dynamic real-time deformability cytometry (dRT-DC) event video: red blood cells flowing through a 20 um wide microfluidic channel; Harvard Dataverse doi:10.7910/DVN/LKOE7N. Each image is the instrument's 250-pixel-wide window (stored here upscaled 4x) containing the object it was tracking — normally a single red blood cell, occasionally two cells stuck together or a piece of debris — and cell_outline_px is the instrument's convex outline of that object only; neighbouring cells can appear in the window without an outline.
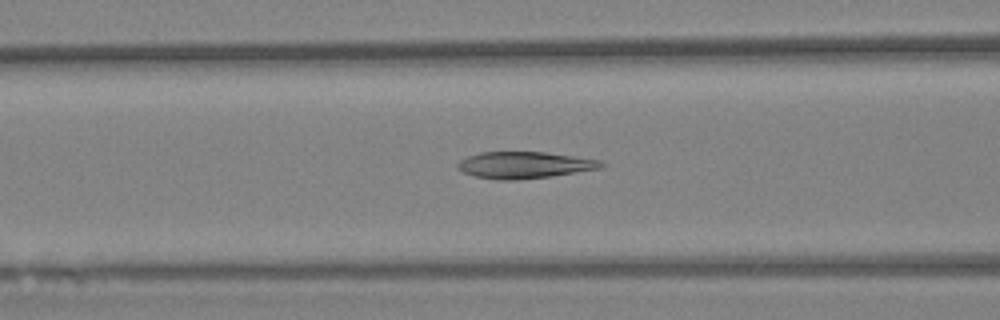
{"species": "Egyptian fruit bat (a non-hibernating species)", "species_latin": "Rousettus aegyptiacus", "temperature_condition": "warm", "stored_images_in_passage": 54, "camera_frame_rate_fps": 3000, "um_per_image_px": 0.085, "animal": {"sex": "female"}, "frame": {"image": 1, "passage_image": 18, "time_ms": 5.667, "image_size_px": [1000, 320], "cell_outline_px": [[608, 164], [600, 168], [552, 176], [516, 180], [496, 180], [472, 176], [456, 168], [456, 164], [460, 160], [468, 156], [480, 152], [544, 152], [600, 160]], "centroid_in_image_um": [44.54, 14.03], "position_along_channel_um": 122.1, "area_um2": 22.37}}
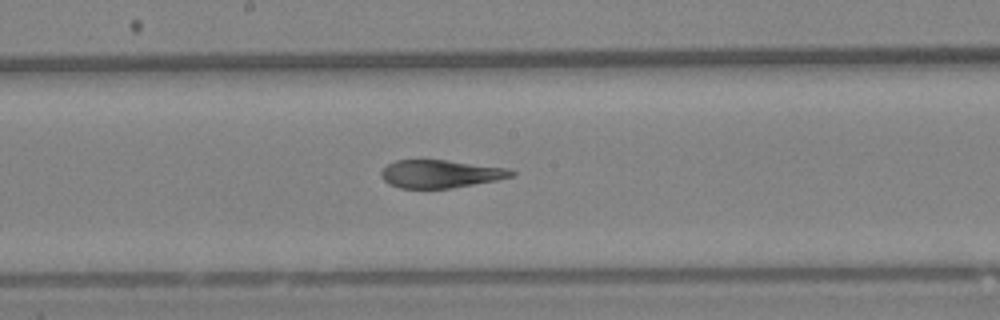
{"frame": {"image": 2, "passage_image": 26, "time_ms": 8.333, "image_size_px": [1000, 320], "cell_outline_px": [[516, 172], [512, 176], [496, 180], [452, 188], [400, 188], [388, 184], [380, 176], [380, 172], [388, 164], [396, 160], [448, 160], [508, 168]], "centroid_in_image_um": [37.42, 14.78], "position_along_channel_um": 210.8, "area_um2": 21.15}}
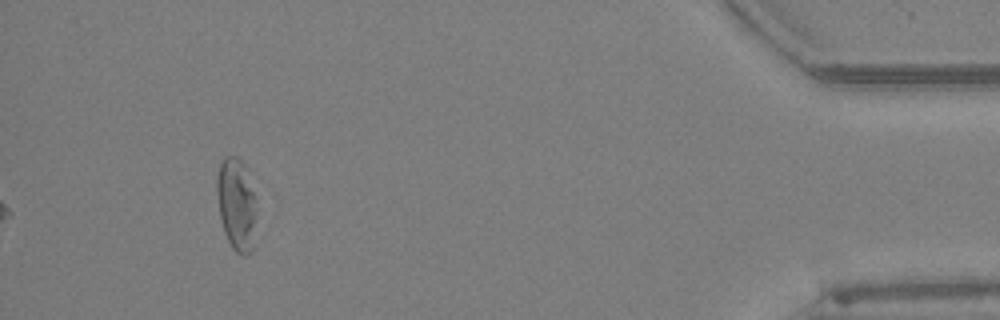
{"frame": {"image": 3, "passage_image": 50, "time_ms": 16.333, "image_size_px": [1000, 320], "cell_outline_px": [[252, 248], [244, 256], [236, 252], [232, 248], [224, 232], [220, 220], [216, 192], [216, 176], [220, 164], [224, 156], [236, 156], [244, 164], [252, 192]], "centroid_in_image_um": [19.99, 17.31], "position_along_channel_um": 415.2, "area_um2": 20.23}, "authors_computed_cell_mechanics": {"area_um2": 22.6576, "velocity_mm_per_s": 3.355, "shape_relaxation_time_tau1_ms": 6.064, "shape_relaxation_time_tau2_ms": 2.879, "deformation_change_tau1": 0.1894, "deformation_change_tau2": 0.1266}}